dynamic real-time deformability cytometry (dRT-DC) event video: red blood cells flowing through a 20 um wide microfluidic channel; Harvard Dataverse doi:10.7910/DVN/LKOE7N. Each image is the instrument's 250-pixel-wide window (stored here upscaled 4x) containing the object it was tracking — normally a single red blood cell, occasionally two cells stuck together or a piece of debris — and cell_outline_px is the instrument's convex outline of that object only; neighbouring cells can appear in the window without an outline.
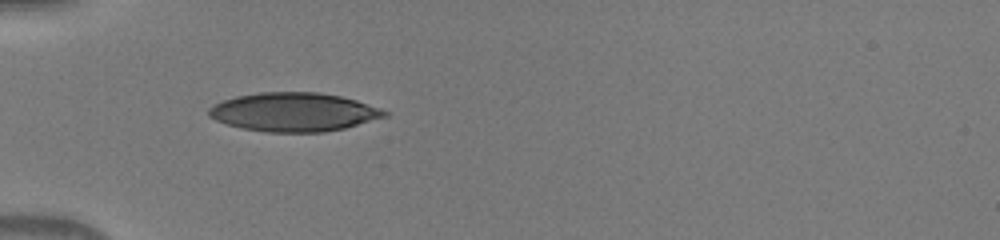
{"species": "human", "species_latin": "Homo sapiens", "temperature_condition": "warm", "stored_images_in_passage": 31, "camera_frame_rate_fps": 3000, "um_per_image_px": 0.085, "donor": {"sex": "male"}, "frame": {"image": 1, "passage_image": 1, "time_ms": 0.0, "image_size_px": [1000, 240], "cell_outline_px": [[388, 116], [344, 128], [324, 132], [268, 132], [244, 128], [228, 124], [216, 120], [208, 116], [208, 108], [224, 100], [236, 96], [260, 92], [320, 92], [340, 96], [356, 100], [380, 108], [388, 112]], "centroid_in_image_um": [24.99, 9.52], "position_along_channel_um": 60.0, "area_um2": 39.48}}
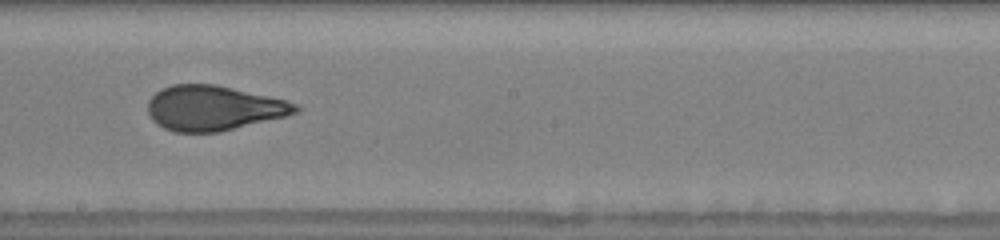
{"frame": {"image": 2, "passage_image": 14, "time_ms": 4.333, "image_size_px": [1000, 240], "cell_outline_px": [[300, 108], [296, 112], [288, 116], [220, 132], [172, 132], [156, 124], [152, 120], [148, 112], [148, 100], [160, 88], [172, 84], [216, 84], [284, 100], [296, 104]], "centroid_in_image_um": [18.11, 9.19], "position_along_channel_um": 230.1, "area_um2": 38.73}}